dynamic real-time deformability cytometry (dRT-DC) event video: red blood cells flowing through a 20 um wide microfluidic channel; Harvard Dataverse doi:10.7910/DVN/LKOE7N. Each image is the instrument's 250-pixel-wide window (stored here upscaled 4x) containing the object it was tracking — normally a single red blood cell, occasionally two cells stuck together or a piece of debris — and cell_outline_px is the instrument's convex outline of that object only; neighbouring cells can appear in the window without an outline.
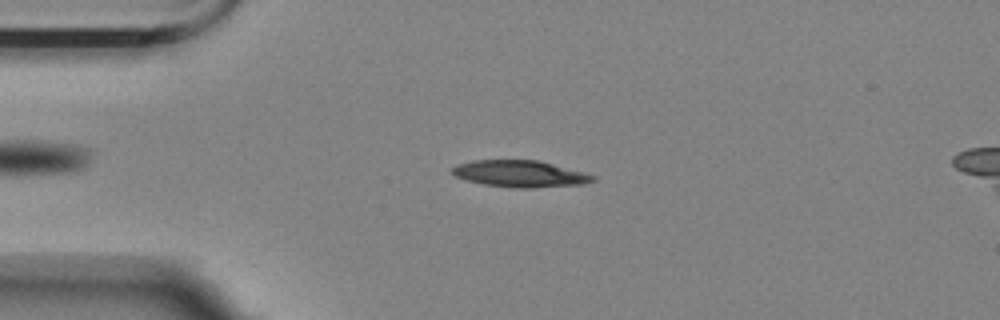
{"species": "Egyptian fruit bat (a non-hibernating species)", "species_latin": "Rousettus aegyptiacus", "temperature_condition": "room temperature", "stored_images_in_passage": 44, "camera_frame_rate_fps": 3000, "um_per_image_px": 0.085, "animal": {"sex": "female"}, "frame": {"image": 1, "passage_image": 6, "time_ms": 1.667, "image_size_px": [1000, 320], "cell_outline_px": [[596, 180], [584, 184], [532, 188], [516, 188], [484, 184], [468, 180], [456, 176], [452, 172], [452, 168], [456, 164], [472, 160], [536, 160], [584, 172], [596, 176]], "centroid_in_image_um": [44.22, 14.77], "position_along_channel_um": 40.8, "area_um2": 21.73}}
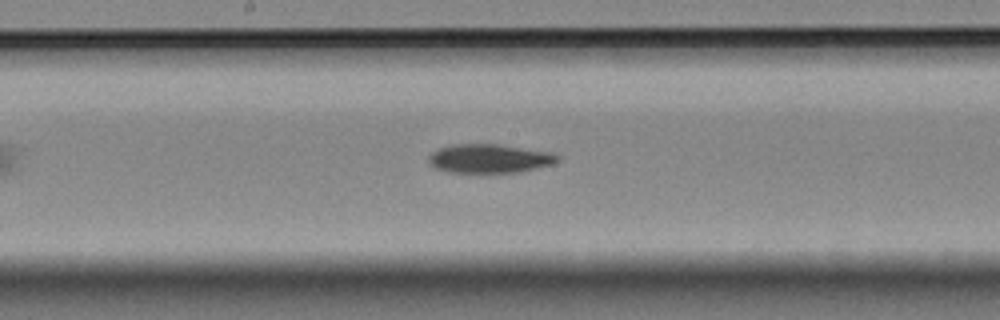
{"frame": {"image": 2, "passage_image": 22, "time_ms": 7.0, "image_size_px": [1000, 320], "cell_outline_px": [[560, 160], [552, 164], [520, 172], [448, 172], [436, 168], [428, 164], [428, 156], [432, 152], [440, 148], [456, 144], [496, 144], [552, 152], [560, 156]], "centroid_in_image_um": [41.6, 13.47], "position_along_channel_um": 206.6, "area_um2": 21.62}}
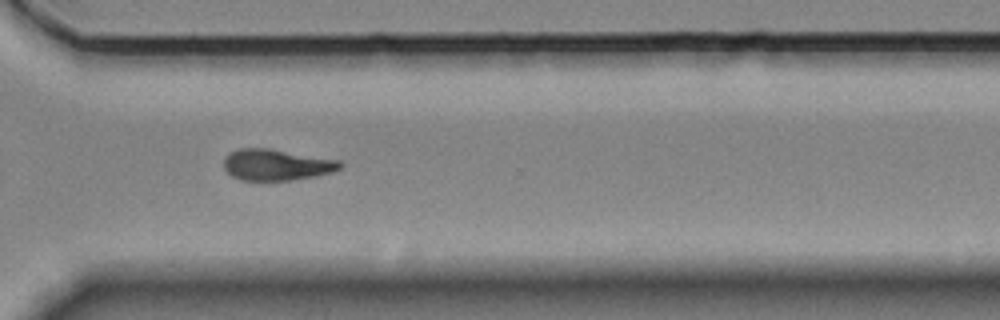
{"frame": {"image": 3, "passage_image": 34, "time_ms": 11.0, "image_size_px": [1000, 320], "cell_outline_px": [[344, 164], [340, 168], [332, 172], [316, 176], [288, 180], [240, 180], [232, 176], [224, 168], [224, 156], [228, 152], [240, 148], [268, 148], [340, 160]], "centroid_in_image_um": [23.48, 14.0], "position_along_channel_um": 347.1, "area_um2": 21.21}, "authors_computed_cell_mechanics": {"area_um2": 21.7328, "velocity_mm_per_s": 3.5214, "shape_relaxation_time_tau1_ms": 8.5757, "shape_relaxation_time_tau2_ms": null, "deformation_change_tau1": 0.1931, "deformation_change_tau2": null}}